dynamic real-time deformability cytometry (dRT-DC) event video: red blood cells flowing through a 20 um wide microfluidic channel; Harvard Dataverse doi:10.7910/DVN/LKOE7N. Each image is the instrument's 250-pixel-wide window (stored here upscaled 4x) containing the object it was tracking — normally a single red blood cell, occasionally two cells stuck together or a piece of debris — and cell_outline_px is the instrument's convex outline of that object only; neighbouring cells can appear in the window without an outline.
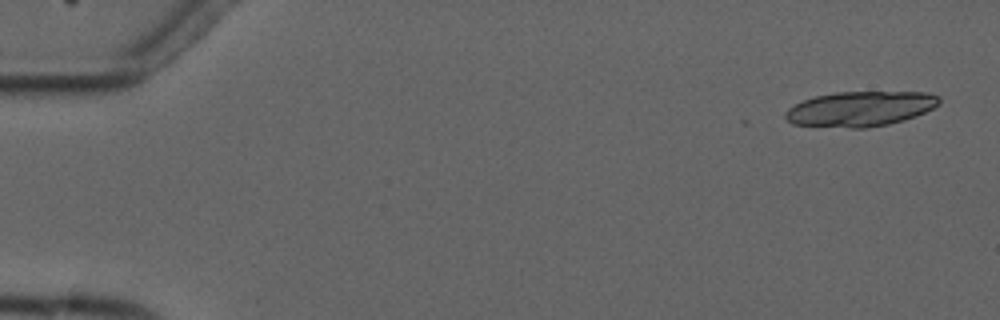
{"species": "common noctule bat (a hibernating species)", "species_latin": "Nyctalus noctula", "temperature_condition": "cold", "stored_images_in_passage": 5, "camera_frame_rate_fps": 3000, "um_per_image_px": 0.085, "animal": {"sex": "male", "forearm_length_mm": 52.5}, "frame": {"image": 1, "passage_image": 1, "time_ms": 0.0, "image_size_px": [1000, 320], "cell_outline_px": [[940, 104], [916, 116], [904, 120], [888, 124], [868, 128], [848, 128], [792, 124], [784, 116], [784, 112], [788, 108], [804, 100], [816, 96], [836, 92], [928, 92], [940, 96]], "centroid_in_image_um": [73.14, 9.25], "position_along_channel_um": 11.9, "area_um2": 31.44}}